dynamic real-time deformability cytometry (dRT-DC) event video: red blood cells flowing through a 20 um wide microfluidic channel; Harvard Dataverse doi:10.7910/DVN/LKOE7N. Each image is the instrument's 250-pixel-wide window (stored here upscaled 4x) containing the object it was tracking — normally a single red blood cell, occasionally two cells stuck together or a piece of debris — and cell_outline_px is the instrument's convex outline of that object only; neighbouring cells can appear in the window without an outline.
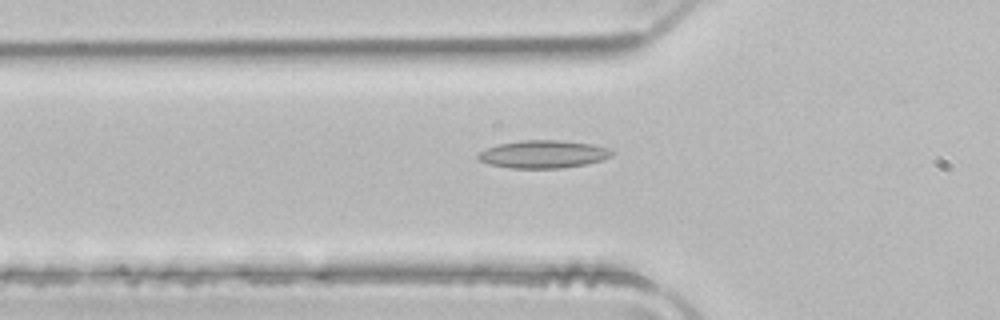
{"species": "common noctule bat (a hibernating species)", "species_latin": "Nyctalus noctula", "temperature_condition": "room temperature", "stored_images_in_passage": 34, "camera_frame_rate_fps": 3000, "um_per_image_px": 0.085, "animal": {"sex": "male", "body_mass_g": 21.5, "forearm_length_mm": 52.0}, "frame": {"image": 1, "passage_image": 6, "time_ms": 1.667, "image_size_px": [1000, 320], "cell_outline_px": [[612, 156], [600, 160], [584, 164], [560, 168], [512, 168], [488, 164], [480, 160], [476, 156], [480, 152], [496, 144], [524, 140], [560, 140], [592, 144], [608, 148], [612, 152]], "centroid_in_image_um": [46.15, 13.1], "position_along_channel_um": 79.7, "area_um2": 21.44}}
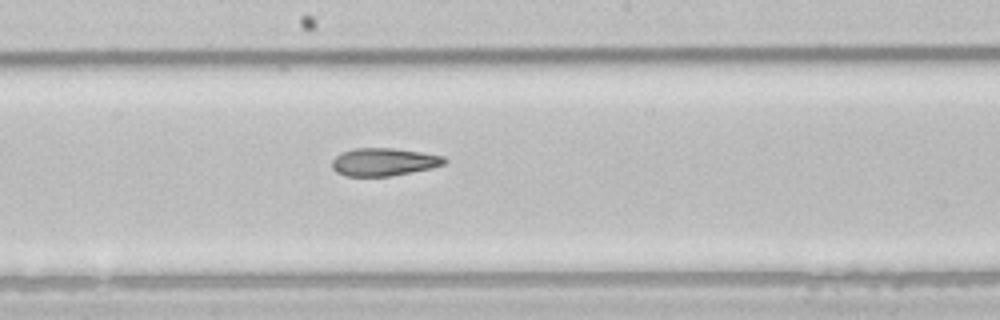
{"frame": {"image": 2, "passage_image": 16, "time_ms": 5.0, "image_size_px": [1000, 320], "cell_outline_px": [[448, 160], [444, 164], [432, 168], [392, 176], [344, 176], [336, 172], [332, 168], [332, 160], [340, 152], [356, 148], [392, 148], [420, 152], [444, 156]], "centroid_in_image_um": [32.61, 13.77], "position_along_channel_um": 215.6, "area_um2": 18.32}}
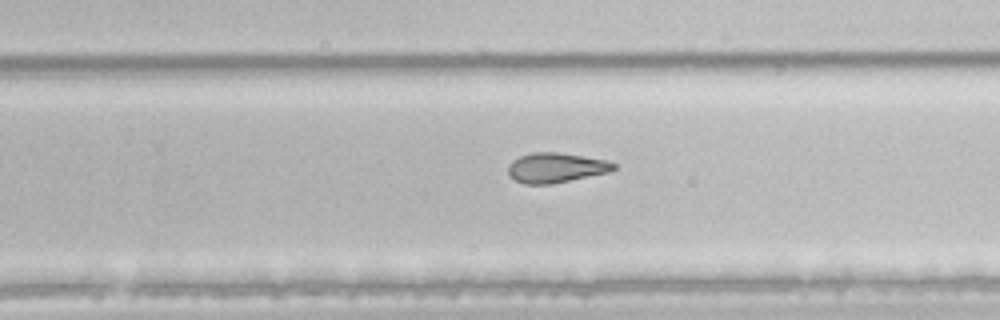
{"frame": {"image": 3, "passage_image": 21, "time_ms": 6.667, "image_size_px": [1000, 320], "cell_outline_px": [[616, 168], [608, 172], [552, 184], [524, 184], [508, 176], [508, 164], [512, 160], [520, 156], [532, 152], [556, 152], [608, 160], [616, 164]], "centroid_in_image_um": [47.22, 14.25], "position_along_channel_um": 282.6, "area_um2": 18.38}, "authors_computed_cell_mechanics": {"area_um2": 19.4786, "velocity_mm_per_s": 4.0412, "shape_relaxation_time_tau1_ms": null, "shape_relaxation_time_tau2_ms": 4.8131, "deformation_change_tau1": null, "deformation_change_tau2": 0.1443}}